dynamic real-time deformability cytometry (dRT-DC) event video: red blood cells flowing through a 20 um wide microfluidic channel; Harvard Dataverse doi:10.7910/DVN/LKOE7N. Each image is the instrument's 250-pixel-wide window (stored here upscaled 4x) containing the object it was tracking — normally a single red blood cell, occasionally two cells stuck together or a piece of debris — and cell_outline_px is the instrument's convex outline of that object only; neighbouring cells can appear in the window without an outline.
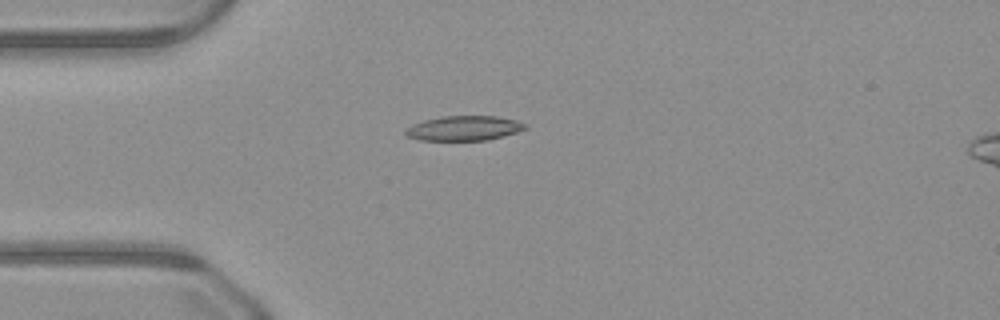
{"species": "common noctule bat (a hibernating species)", "species_latin": "Nyctalus noctula", "temperature_condition": "warm", "stored_images_in_passage": 37, "camera_frame_rate_fps": 3000, "um_per_image_px": 0.085, "animal": {"sex": "male", "body_mass_g": 23.1, "forearm_length_mm": 52.7}, "frame": {"image": 1, "passage_image": 1, "time_ms": 0.0, "image_size_px": [1000, 320], "cell_outline_px": [[528, 128], [504, 136], [488, 140], [420, 140], [408, 136], [404, 132], [404, 128], [412, 124], [424, 120], [440, 116], [496, 116], [516, 120], [528, 124]], "centroid_in_image_um": [39.44, 10.89], "position_along_channel_um": 45.6, "area_um2": 17.4}}
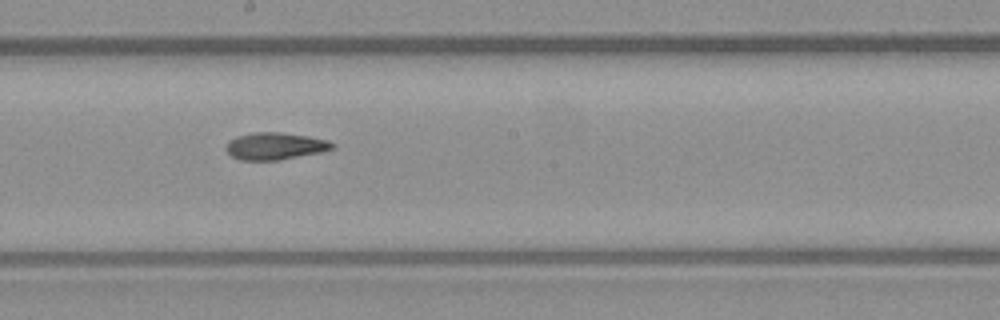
{"frame": {"image": 2, "passage_image": 15, "time_ms": 4.667, "image_size_px": [1000, 320], "cell_outline_px": [[336, 144], [332, 148], [324, 152], [280, 160], [240, 160], [232, 156], [224, 148], [228, 140], [236, 136], [252, 132], [280, 132], [308, 136], [328, 140]], "centroid_in_image_um": [23.38, 12.41], "position_along_channel_um": 224.8, "area_um2": 17.05}}
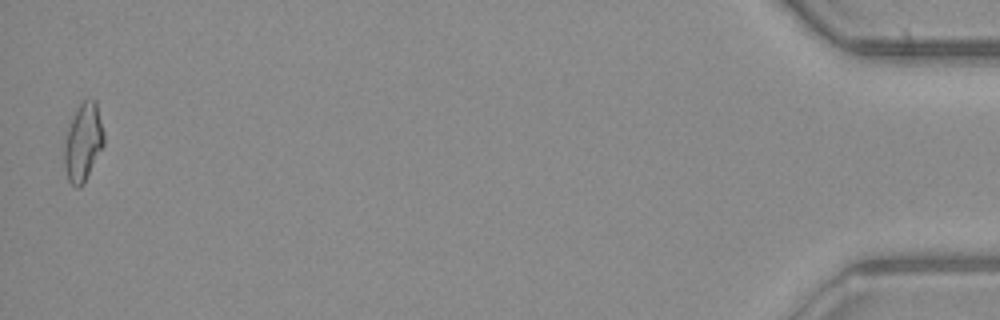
{"frame": {"image": 3, "passage_image": 37, "time_ms": 12.0, "image_size_px": [1000, 320], "cell_outline_px": [[104, 144], [84, 184], [80, 188], [76, 188], [68, 180], [64, 164], [64, 136], [80, 100], [96, 100], [104, 132]], "centroid_in_image_um": [7.06, 12.09], "position_along_channel_um": 428.1, "area_um2": 18.21}}